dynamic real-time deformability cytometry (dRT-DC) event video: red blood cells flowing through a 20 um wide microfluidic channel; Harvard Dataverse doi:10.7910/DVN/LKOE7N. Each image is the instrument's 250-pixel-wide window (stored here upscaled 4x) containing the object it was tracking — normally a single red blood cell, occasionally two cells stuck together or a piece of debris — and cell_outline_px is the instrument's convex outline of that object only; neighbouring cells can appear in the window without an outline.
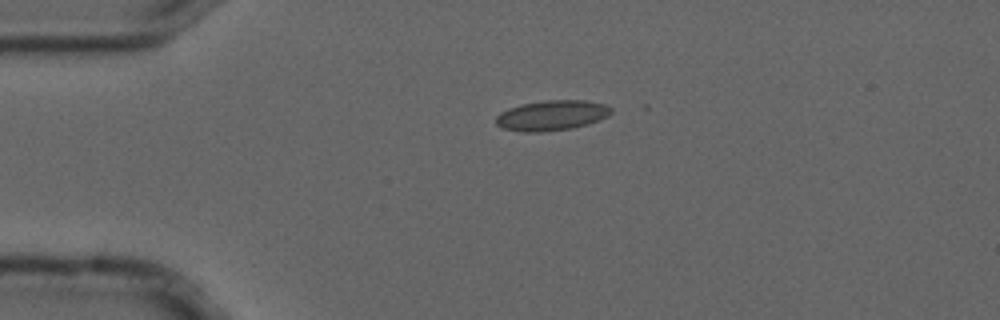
{"species": "common noctule bat (a hibernating species)", "species_latin": "Nyctalus noctula", "temperature_condition": "cold", "stored_images_in_passage": 2, "camera_frame_rate_fps": 3000, "um_per_image_px": 0.085, "animal": {"sex": "male", "forearm_length_mm": 52.5}, "frame": {"image": 1, "passage_image": 1, "time_ms": 0.0, "image_size_px": [1000, 320], "cell_outline_px": [[612, 112], [608, 116], [600, 120], [588, 124], [572, 128], [544, 132], [524, 132], [504, 128], [496, 124], [496, 116], [500, 112], [508, 108], [520, 104], [544, 100], [584, 100], [604, 104], [612, 108]], "centroid_in_image_um": [46.9, 9.8], "position_along_channel_um": 38.1, "area_um2": 20.4}}